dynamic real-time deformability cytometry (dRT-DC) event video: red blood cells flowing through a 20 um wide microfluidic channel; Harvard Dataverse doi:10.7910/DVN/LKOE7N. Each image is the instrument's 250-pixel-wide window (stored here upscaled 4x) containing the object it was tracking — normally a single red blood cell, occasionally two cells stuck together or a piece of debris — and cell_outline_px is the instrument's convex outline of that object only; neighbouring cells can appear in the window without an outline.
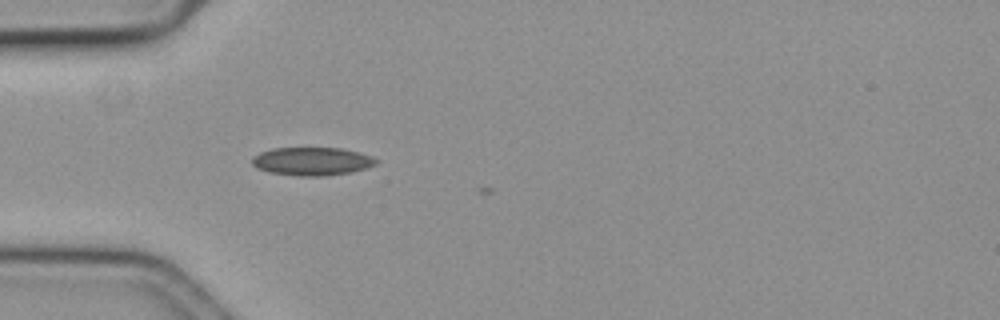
{"species": "common noctule bat (a hibernating species)", "species_latin": "Nyctalus noctula", "temperature_condition": "cold", "stored_images_in_passage": 6, "camera_frame_rate_fps": 3000, "um_per_image_px": 0.085, "animal": {"sex": "female", "body_mass_g": 19.3, "forearm_length_mm": 54.1}, "frame": {"image": 1, "passage_image": 5, "time_ms": 1.333, "image_size_px": [1000, 320], "cell_outline_px": [[380, 160], [376, 164], [364, 168], [348, 172], [328, 176], [296, 176], [268, 172], [256, 168], [252, 164], [252, 156], [260, 152], [272, 148], [340, 148], [372, 156]], "centroid_in_image_um": [26.47, 13.71], "position_along_channel_um": 58.5, "area_um2": 20.4}}